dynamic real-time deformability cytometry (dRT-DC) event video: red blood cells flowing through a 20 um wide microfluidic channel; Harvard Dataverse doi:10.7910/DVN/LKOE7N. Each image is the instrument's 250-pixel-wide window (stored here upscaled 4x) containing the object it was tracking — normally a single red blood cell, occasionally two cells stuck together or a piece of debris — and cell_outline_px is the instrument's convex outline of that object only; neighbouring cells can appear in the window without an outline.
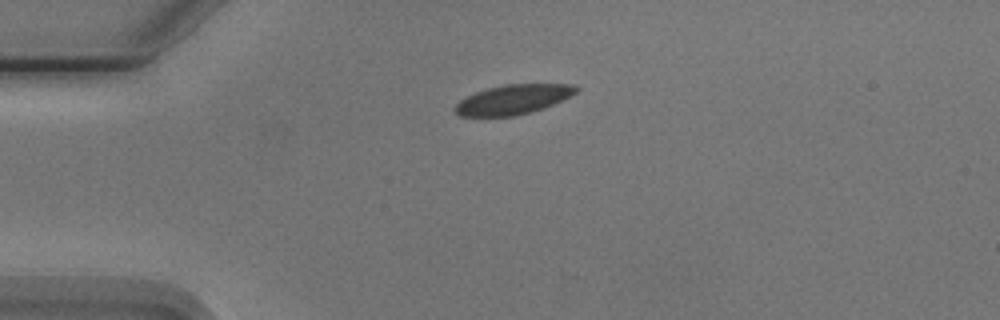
{"species": "Egyptian fruit bat (a non-hibernating species)", "species_latin": "Rousettus aegyptiacus", "temperature_condition": "cold", "stored_images_in_passage": 2, "camera_frame_rate_fps": 3000, "um_per_image_px": 0.085, "animal": {"sex": "male"}, "frame": {"image": 1, "passage_image": 1, "time_ms": 0.0, "image_size_px": [1000, 320], "cell_outline_px": [[580, 88], [576, 92], [544, 108], [512, 116], [460, 116], [452, 108], [460, 100], [476, 92], [488, 88], [504, 84], [572, 84]], "centroid_in_image_um": [43.58, 8.45], "position_along_channel_um": 41.4, "area_um2": 20.58}}